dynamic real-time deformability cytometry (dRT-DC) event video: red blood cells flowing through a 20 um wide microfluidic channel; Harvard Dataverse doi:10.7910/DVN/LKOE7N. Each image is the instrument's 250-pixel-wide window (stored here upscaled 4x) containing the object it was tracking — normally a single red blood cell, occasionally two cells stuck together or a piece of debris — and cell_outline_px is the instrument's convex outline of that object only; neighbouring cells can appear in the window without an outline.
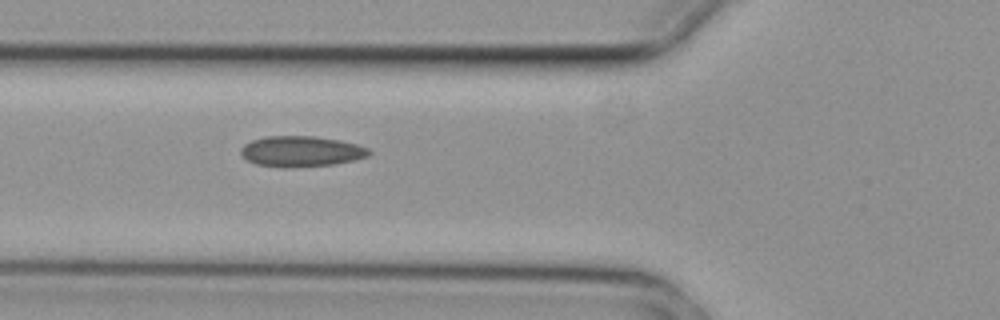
{"species": "common noctule bat (a hibernating species)", "species_latin": "Nyctalus noctula", "temperature_condition": "cold", "stored_images_in_passage": 4, "camera_frame_rate_fps": 3000, "um_per_image_px": 0.085, "animal": {"sex": "female", "body_mass_g": 29.2, "forearm_length_mm": 56.3}, "frame": {"image": 1, "passage_image": 4, "time_ms": 1.0, "image_size_px": [1000, 320], "cell_outline_px": [[372, 152], [368, 156], [356, 160], [332, 164], [292, 168], [280, 168], [256, 164], [248, 160], [240, 152], [240, 148], [244, 144], [252, 140], [264, 136], [312, 136], [340, 140], [356, 144], [368, 148]], "centroid_in_image_um": [25.59, 12.87], "position_along_channel_um": 100.2, "area_um2": 23.06}}